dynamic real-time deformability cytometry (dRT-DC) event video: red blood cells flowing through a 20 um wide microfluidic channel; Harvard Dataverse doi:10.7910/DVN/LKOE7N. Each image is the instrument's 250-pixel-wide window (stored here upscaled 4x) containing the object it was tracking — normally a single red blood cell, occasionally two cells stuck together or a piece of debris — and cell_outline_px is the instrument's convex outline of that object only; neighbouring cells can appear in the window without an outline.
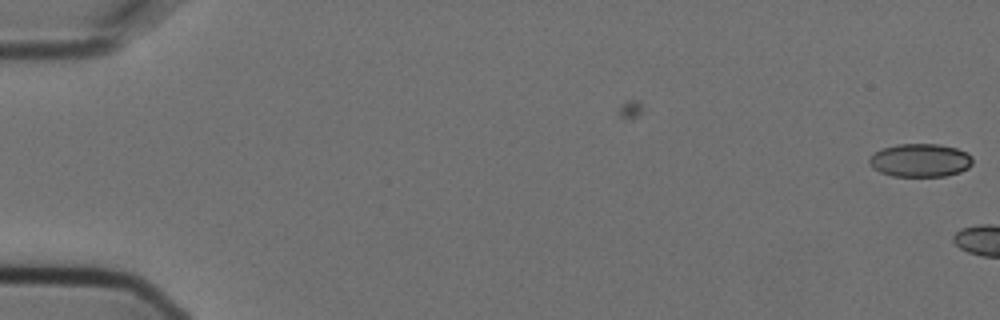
{"species": "Egyptian fruit bat (a non-hibernating species)", "species_latin": "Rousettus aegyptiacus", "temperature_condition": "cold", "stored_images_in_passage": 2, "camera_frame_rate_fps": 3000, "um_per_image_px": 0.085, "animal": {"sex": "female"}, "frame": {"image": 1, "passage_image": 2, "time_ms": 0.333, "image_size_px": [1000, 320], "cell_outline_px": [[972, 164], [968, 168], [960, 172], [944, 176], [892, 176], [880, 172], [872, 168], [868, 160], [880, 148], [896, 144], [940, 144], [956, 148], [968, 152], [972, 156]], "centroid_in_image_um": [78.23, 13.62], "position_along_channel_um": 6.8, "area_um2": 20.17}}